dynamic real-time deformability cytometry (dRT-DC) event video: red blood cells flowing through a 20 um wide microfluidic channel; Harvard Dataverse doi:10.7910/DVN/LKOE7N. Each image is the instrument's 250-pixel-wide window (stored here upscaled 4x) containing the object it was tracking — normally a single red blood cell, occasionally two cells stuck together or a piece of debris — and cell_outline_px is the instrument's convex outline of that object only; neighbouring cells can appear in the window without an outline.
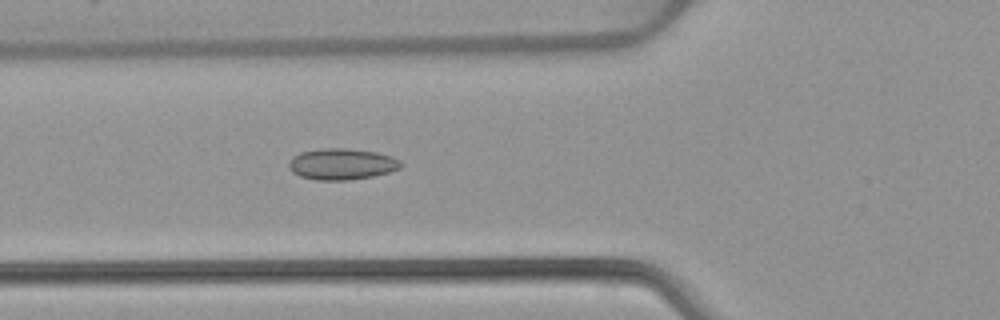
{"species": "common noctule bat (a hibernating species)", "species_latin": "Nyctalus noctula", "temperature_condition": "warm", "stored_images_in_passage": 45, "camera_frame_rate_fps": 3000, "um_per_image_px": 0.085, "animal": {"sex": "female", "body_mass_g": 22.7, "forearm_length_mm": 54.2}, "frame": {"image": 1, "passage_image": 12, "time_ms": 3.667, "image_size_px": [1000, 320], "cell_outline_px": [[404, 164], [400, 168], [388, 172], [372, 176], [348, 180], [316, 180], [300, 176], [292, 172], [288, 168], [288, 164], [292, 156], [300, 152], [324, 148], [348, 148], [376, 152], [392, 156], [400, 160]], "centroid_in_image_um": [29.04, 13.94], "position_along_channel_um": 96.8, "area_um2": 20.52}}
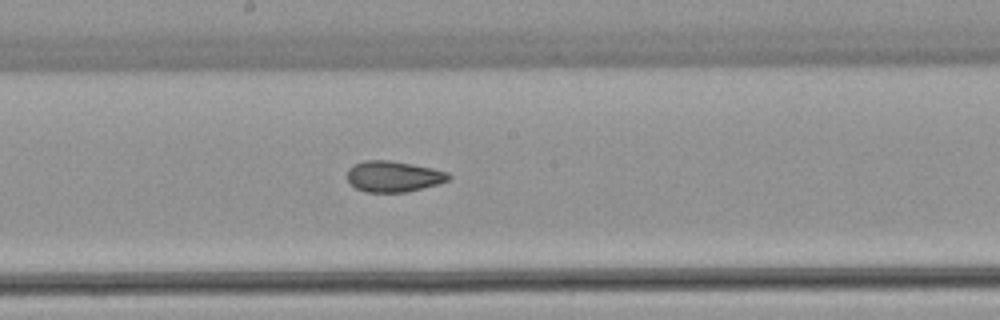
{"frame": {"image": 2, "passage_image": 21, "time_ms": 6.667, "image_size_px": [1000, 320], "cell_outline_px": [[452, 176], [448, 180], [440, 184], [408, 192], [368, 192], [356, 188], [348, 180], [348, 168], [352, 164], [364, 160], [388, 160], [412, 164], [432, 168], [448, 172]], "centroid_in_image_um": [33.46, 14.99], "position_along_channel_um": 214.7, "area_um2": 18.38}}
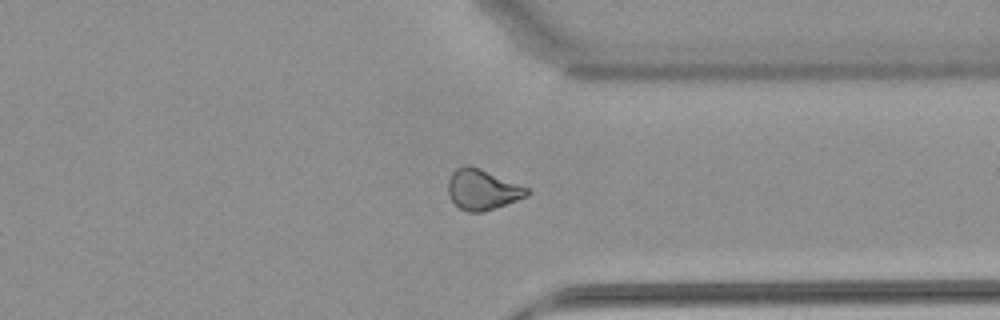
{"frame": {"image": 3, "passage_image": 33, "time_ms": 10.667, "image_size_px": [1000, 320], "cell_outline_px": [[532, 192], [528, 196], [484, 212], [468, 212], [460, 208], [448, 196], [448, 180], [452, 172], [456, 168], [464, 164], [468, 164], [480, 168], [528, 188]], "centroid_in_image_um": [40.99, 16.11], "position_along_channel_um": 370.4, "area_um2": 18.67}, "authors_computed_cell_mechanics": {"area_um2": 18.8428, "velocity_mm_per_s": 3.93, "shape_relaxation_time_tau1_ms": null, "shape_relaxation_time_tau2_ms": 1.9226, "deformation_change_tau1": null, "deformation_change_tau2": 0.0663}}